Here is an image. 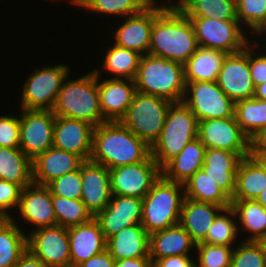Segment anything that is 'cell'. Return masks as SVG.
I'll return each instance as SVG.
<instances>
[{
	"label": "cell",
	"mask_w": 266,
	"mask_h": 267,
	"mask_svg": "<svg viewBox=\"0 0 266 267\" xmlns=\"http://www.w3.org/2000/svg\"><path fill=\"white\" fill-rule=\"evenodd\" d=\"M154 0H94L87 10L102 15L121 18L137 14L147 8Z\"/></svg>",
	"instance_id": "40"
},
{
	"label": "cell",
	"mask_w": 266,
	"mask_h": 267,
	"mask_svg": "<svg viewBox=\"0 0 266 267\" xmlns=\"http://www.w3.org/2000/svg\"><path fill=\"white\" fill-rule=\"evenodd\" d=\"M98 76L100 108L107 121H120L133 100L136 90L135 81ZM107 78V79H106Z\"/></svg>",
	"instance_id": "20"
},
{
	"label": "cell",
	"mask_w": 266,
	"mask_h": 267,
	"mask_svg": "<svg viewBox=\"0 0 266 267\" xmlns=\"http://www.w3.org/2000/svg\"><path fill=\"white\" fill-rule=\"evenodd\" d=\"M251 155L260 163L266 171V152H251Z\"/></svg>",
	"instance_id": "55"
},
{
	"label": "cell",
	"mask_w": 266,
	"mask_h": 267,
	"mask_svg": "<svg viewBox=\"0 0 266 267\" xmlns=\"http://www.w3.org/2000/svg\"><path fill=\"white\" fill-rule=\"evenodd\" d=\"M193 25L199 47L238 53L251 42L238 20H218L204 17H188ZM245 30V31H244Z\"/></svg>",
	"instance_id": "9"
},
{
	"label": "cell",
	"mask_w": 266,
	"mask_h": 267,
	"mask_svg": "<svg viewBox=\"0 0 266 267\" xmlns=\"http://www.w3.org/2000/svg\"><path fill=\"white\" fill-rule=\"evenodd\" d=\"M19 148L31 160L53 146L55 115L52 110H27L19 112Z\"/></svg>",
	"instance_id": "13"
},
{
	"label": "cell",
	"mask_w": 266,
	"mask_h": 267,
	"mask_svg": "<svg viewBox=\"0 0 266 267\" xmlns=\"http://www.w3.org/2000/svg\"><path fill=\"white\" fill-rule=\"evenodd\" d=\"M196 267H230L234 247L197 243Z\"/></svg>",
	"instance_id": "41"
},
{
	"label": "cell",
	"mask_w": 266,
	"mask_h": 267,
	"mask_svg": "<svg viewBox=\"0 0 266 267\" xmlns=\"http://www.w3.org/2000/svg\"><path fill=\"white\" fill-rule=\"evenodd\" d=\"M7 218L0 216V225L6 220Z\"/></svg>",
	"instance_id": "59"
},
{
	"label": "cell",
	"mask_w": 266,
	"mask_h": 267,
	"mask_svg": "<svg viewBox=\"0 0 266 267\" xmlns=\"http://www.w3.org/2000/svg\"><path fill=\"white\" fill-rule=\"evenodd\" d=\"M94 218L99 223L107 240L124 228L141 224L142 199L112 195L106 208L98 212Z\"/></svg>",
	"instance_id": "17"
},
{
	"label": "cell",
	"mask_w": 266,
	"mask_h": 267,
	"mask_svg": "<svg viewBox=\"0 0 266 267\" xmlns=\"http://www.w3.org/2000/svg\"><path fill=\"white\" fill-rule=\"evenodd\" d=\"M114 267H153L151 258H134L115 260Z\"/></svg>",
	"instance_id": "51"
},
{
	"label": "cell",
	"mask_w": 266,
	"mask_h": 267,
	"mask_svg": "<svg viewBox=\"0 0 266 267\" xmlns=\"http://www.w3.org/2000/svg\"><path fill=\"white\" fill-rule=\"evenodd\" d=\"M254 98L266 100V81L255 87Z\"/></svg>",
	"instance_id": "54"
},
{
	"label": "cell",
	"mask_w": 266,
	"mask_h": 267,
	"mask_svg": "<svg viewBox=\"0 0 266 267\" xmlns=\"http://www.w3.org/2000/svg\"><path fill=\"white\" fill-rule=\"evenodd\" d=\"M52 112L55 116L82 120L94 127L108 122L101 112L98 76L94 70L72 80L67 76L58 91Z\"/></svg>",
	"instance_id": "3"
},
{
	"label": "cell",
	"mask_w": 266,
	"mask_h": 267,
	"mask_svg": "<svg viewBox=\"0 0 266 267\" xmlns=\"http://www.w3.org/2000/svg\"><path fill=\"white\" fill-rule=\"evenodd\" d=\"M184 198V185L161 175L142 199L141 225L146 232L151 234L178 224Z\"/></svg>",
	"instance_id": "5"
},
{
	"label": "cell",
	"mask_w": 266,
	"mask_h": 267,
	"mask_svg": "<svg viewBox=\"0 0 266 267\" xmlns=\"http://www.w3.org/2000/svg\"><path fill=\"white\" fill-rule=\"evenodd\" d=\"M205 151V145L198 138L192 140L161 169L162 176L168 181L184 185L202 168Z\"/></svg>",
	"instance_id": "27"
},
{
	"label": "cell",
	"mask_w": 266,
	"mask_h": 267,
	"mask_svg": "<svg viewBox=\"0 0 266 267\" xmlns=\"http://www.w3.org/2000/svg\"><path fill=\"white\" fill-rule=\"evenodd\" d=\"M59 267H74V266H72V265H69V266H59Z\"/></svg>",
	"instance_id": "60"
},
{
	"label": "cell",
	"mask_w": 266,
	"mask_h": 267,
	"mask_svg": "<svg viewBox=\"0 0 266 267\" xmlns=\"http://www.w3.org/2000/svg\"><path fill=\"white\" fill-rule=\"evenodd\" d=\"M112 195L143 199L161 177V168L150 155L145 161L110 169Z\"/></svg>",
	"instance_id": "11"
},
{
	"label": "cell",
	"mask_w": 266,
	"mask_h": 267,
	"mask_svg": "<svg viewBox=\"0 0 266 267\" xmlns=\"http://www.w3.org/2000/svg\"><path fill=\"white\" fill-rule=\"evenodd\" d=\"M257 242L260 245L264 256L266 257V236L258 239Z\"/></svg>",
	"instance_id": "58"
},
{
	"label": "cell",
	"mask_w": 266,
	"mask_h": 267,
	"mask_svg": "<svg viewBox=\"0 0 266 267\" xmlns=\"http://www.w3.org/2000/svg\"><path fill=\"white\" fill-rule=\"evenodd\" d=\"M52 201L57 225L69 228L94 218L81 200L52 196Z\"/></svg>",
	"instance_id": "39"
},
{
	"label": "cell",
	"mask_w": 266,
	"mask_h": 267,
	"mask_svg": "<svg viewBox=\"0 0 266 267\" xmlns=\"http://www.w3.org/2000/svg\"><path fill=\"white\" fill-rule=\"evenodd\" d=\"M14 267H47V266L27 249V251L21 256L18 263Z\"/></svg>",
	"instance_id": "52"
},
{
	"label": "cell",
	"mask_w": 266,
	"mask_h": 267,
	"mask_svg": "<svg viewBox=\"0 0 266 267\" xmlns=\"http://www.w3.org/2000/svg\"><path fill=\"white\" fill-rule=\"evenodd\" d=\"M27 251V235L15 218L0 225V267H14Z\"/></svg>",
	"instance_id": "33"
},
{
	"label": "cell",
	"mask_w": 266,
	"mask_h": 267,
	"mask_svg": "<svg viewBox=\"0 0 266 267\" xmlns=\"http://www.w3.org/2000/svg\"><path fill=\"white\" fill-rule=\"evenodd\" d=\"M234 115L240 129L252 141L266 127V100L253 97L237 101Z\"/></svg>",
	"instance_id": "35"
},
{
	"label": "cell",
	"mask_w": 266,
	"mask_h": 267,
	"mask_svg": "<svg viewBox=\"0 0 266 267\" xmlns=\"http://www.w3.org/2000/svg\"><path fill=\"white\" fill-rule=\"evenodd\" d=\"M71 4H73L72 6L75 7H82L84 9H87L89 7V5L94 1V0H69Z\"/></svg>",
	"instance_id": "56"
},
{
	"label": "cell",
	"mask_w": 266,
	"mask_h": 267,
	"mask_svg": "<svg viewBox=\"0 0 266 267\" xmlns=\"http://www.w3.org/2000/svg\"><path fill=\"white\" fill-rule=\"evenodd\" d=\"M106 50L105 57L101 61V69L96 68L94 72L103 74L101 71L103 68L110 77L112 76L111 78L135 80L142 55L128 48L119 47L115 43Z\"/></svg>",
	"instance_id": "32"
},
{
	"label": "cell",
	"mask_w": 266,
	"mask_h": 267,
	"mask_svg": "<svg viewBox=\"0 0 266 267\" xmlns=\"http://www.w3.org/2000/svg\"><path fill=\"white\" fill-rule=\"evenodd\" d=\"M84 162L80 156L52 146L32 160L33 183L47 186L53 180L80 169Z\"/></svg>",
	"instance_id": "22"
},
{
	"label": "cell",
	"mask_w": 266,
	"mask_h": 267,
	"mask_svg": "<svg viewBox=\"0 0 266 267\" xmlns=\"http://www.w3.org/2000/svg\"><path fill=\"white\" fill-rule=\"evenodd\" d=\"M231 199L235 191L237 169H202Z\"/></svg>",
	"instance_id": "48"
},
{
	"label": "cell",
	"mask_w": 266,
	"mask_h": 267,
	"mask_svg": "<svg viewBox=\"0 0 266 267\" xmlns=\"http://www.w3.org/2000/svg\"><path fill=\"white\" fill-rule=\"evenodd\" d=\"M0 179L25 188L33 183L32 160L20 148L0 147Z\"/></svg>",
	"instance_id": "30"
},
{
	"label": "cell",
	"mask_w": 266,
	"mask_h": 267,
	"mask_svg": "<svg viewBox=\"0 0 266 267\" xmlns=\"http://www.w3.org/2000/svg\"><path fill=\"white\" fill-rule=\"evenodd\" d=\"M251 153H235L223 149L206 148L201 169H238L241 160Z\"/></svg>",
	"instance_id": "44"
},
{
	"label": "cell",
	"mask_w": 266,
	"mask_h": 267,
	"mask_svg": "<svg viewBox=\"0 0 266 267\" xmlns=\"http://www.w3.org/2000/svg\"><path fill=\"white\" fill-rule=\"evenodd\" d=\"M237 221L236 214L231 207L223 209L214 219L206 238L202 242L235 247L233 245H235L239 234Z\"/></svg>",
	"instance_id": "37"
},
{
	"label": "cell",
	"mask_w": 266,
	"mask_h": 267,
	"mask_svg": "<svg viewBox=\"0 0 266 267\" xmlns=\"http://www.w3.org/2000/svg\"><path fill=\"white\" fill-rule=\"evenodd\" d=\"M226 55L222 51L199 47L184 64L185 83L217 81Z\"/></svg>",
	"instance_id": "29"
},
{
	"label": "cell",
	"mask_w": 266,
	"mask_h": 267,
	"mask_svg": "<svg viewBox=\"0 0 266 267\" xmlns=\"http://www.w3.org/2000/svg\"><path fill=\"white\" fill-rule=\"evenodd\" d=\"M151 155V147L119 121L94 127L90 161L107 169L140 163Z\"/></svg>",
	"instance_id": "2"
},
{
	"label": "cell",
	"mask_w": 266,
	"mask_h": 267,
	"mask_svg": "<svg viewBox=\"0 0 266 267\" xmlns=\"http://www.w3.org/2000/svg\"><path fill=\"white\" fill-rule=\"evenodd\" d=\"M216 82L234 103L254 97L255 87L249 68V44L244 50L225 56Z\"/></svg>",
	"instance_id": "16"
},
{
	"label": "cell",
	"mask_w": 266,
	"mask_h": 267,
	"mask_svg": "<svg viewBox=\"0 0 266 267\" xmlns=\"http://www.w3.org/2000/svg\"><path fill=\"white\" fill-rule=\"evenodd\" d=\"M71 265L76 267L106 249V239L95 218L68 228Z\"/></svg>",
	"instance_id": "23"
},
{
	"label": "cell",
	"mask_w": 266,
	"mask_h": 267,
	"mask_svg": "<svg viewBox=\"0 0 266 267\" xmlns=\"http://www.w3.org/2000/svg\"><path fill=\"white\" fill-rule=\"evenodd\" d=\"M237 20L252 34L266 36V0H235ZM243 22V23H242ZM254 31V32H253ZM265 34V35H264Z\"/></svg>",
	"instance_id": "38"
},
{
	"label": "cell",
	"mask_w": 266,
	"mask_h": 267,
	"mask_svg": "<svg viewBox=\"0 0 266 267\" xmlns=\"http://www.w3.org/2000/svg\"><path fill=\"white\" fill-rule=\"evenodd\" d=\"M186 17L237 20L235 0H173Z\"/></svg>",
	"instance_id": "34"
},
{
	"label": "cell",
	"mask_w": 266,
	"mask_h": 267,
	"mask_svg": "<svg viewBox=\"0 0 266 267\" xmlns=\"http://www.w3.org/2000/svg\"><path fill=\"white\" fill-rule=\"evenodd\" d=\"M20 125L17 116H0V147L19 148Z\"/></svg>",
	"instance_id": "46"
},
{
	"label": "cell",
	"mask_w": 266,
	"mask_h": 267,
	"mask_svg": "<svg viewBox=\"0 0 266 267\" xmlns=\"http://www.w3.org/2000/svg\"><path fill=\"white\" fill-rule=\"evenodd\" d=\"M139 93L158 96L170 102L183 101L186 92L184 65L149 54L140 59L135 78Z\"/></svg>",
	"instance_id": "4"
},
{
	"label": "cell",
	"mask_w": 266,
	"mask_h": 267,
	"mask_svg": "<svg viewBox=\"0 0 266 267\" xmlns=\"http://www.w3.org/2000/svg\"><path fill=\"white\" fill-rule=\"evenodd\" d=\"M231 208L239 220L238 232L249 233L245 241H257L266 236V209L257 200H231Z\"/></svg>",
	"instance_id": "31"
},
{
	"label": "cell",
	"mask_w": 266,
	"mask_h": 267,
	"mask_svg": "<svg viewBox=\"0 0 266 267\" xmlns=\"http://www.w3.org/2000/svg\"><path fill=\"white\" fill-rule=\"evenodd\" d=\"M251 152H266V127L251 141Z\"/></svg>",
	"instance_id": "53"
},
{
	"label": "cell",
	"mask_w": 266,
	"mask_h": 267,
	"mask_svg": "<svg viewBox=\"0 0 266 267\" xmlns=\"http://www.w3.org/2000/svg\"><path fill=\"white\" fill-rule=\"evenodd\" d=\"M162 2L161 4L154 0L143 11L120 20L122 23L118 24L120 26L117 25L114 33L112 32L113 43L136 51L142 56L148 54L154 19L170 3L166 0Z\"/></svg>",
	"instance_id": "12"
},
{
	"label": "cell",
	"mask_w": 266,
	"mask_h": 267,
	"mask_svg": "<svg viewBox=\"0 0 266 267\" xmlns=\"http://www.w3.org/2000/svg\"><path fill=\"white\" fill-rule=\"evenodd\" d=\"M198 121L183 102H172L159 138L151 146V156L162 169L183 148L197 138Z\"/></svg>",
	"instance_id": "6"
},
{
	"label": "cell",
	"mask_w": 266,
	"mask_h": 267,
	"mask_svg": "<svg viewBox=\"0 0 266 267\" xmlns=\"http://www.w3.org/2000/svg\"><path fill=\"white\" fill-rule=\"evenodd\" d=\"M22 187L14 182L0 179V216L12 218L9 212L18 208ZM12 208V209H11Z\"/></svg>",
	"instance_id": "45"
},
{
	"label": "cell",
	"mask_w": 266,
	"mask_h": 267,
	"mask_svg": "<svg viewBox=\"0 0 266 267\" xmlns=\"http://www.w3.org/2000/svg\"><path fill=\"white\" fill-rule=\"evenodd\" d=\"M193 247H196V243L178 223L150 234L149 257L157 261L169 256L191 255Z\"/></svg>",
	"instance_id": "26"
},
{
	"label": "cell",
	"mask_w": 266,
	"mask_h": 267,
	"mask_svg": "<svg viewBox=\"0 0 266 267\" xmlns=\"http://www.w3.org/2000/svg\"><path fill=\"white\" fill-rule=\"evenodd\" d=\"M183 102L197 121L234 116L235 103L216 81H196L186 84Z\"/></svg>",
	"instance_id": "10"
},
{
	"label": "cell",
	"mask_w": 266,
	"mask_h": 267,
	"mask_svg": "<svg viewBox=\"0 0 266 267\" xmlns=\"http://www.w3.org/2000/svg\"><path fill=\"white\" fill-rule=\"evenodd\" d=\"M70 72L69 66L62 63L35 68L22 87L21 109L52 110L58 91Z\"/></svg>",
	"instance_id": "8"
},
{
	"label": "cell",
	"mask_w": 266,
	"mask_h": 267,
	"mask_svg": "<svg viewBox=\"0 0 266 267\" xmlns=\"http://www.w3.org/2000/svg\"><path fill=\"white\" fill-rule=\"evenodd\" d=\"M266 188V171L252 156L241 160L231 200H256Z\"/></svg>",
	"instance_id": "28"
},
{
	"label": "cell",
	"mask_w": 266,
	"mask_h": 267,
	"mask_svg": "<svg viewBox=\"0 0 266 267\" xmlns=\"http://www.w3.org/2000/svg\"><path fill=\"white\" fill-rule=\"evenodd\" d=\"M171 103L158 96L136 92L119 122L151 147L162 132Z\"/></svg>",
	"instance_id": "7"
},
{
	"label": "cell",
	"mask_w": 266,
	"mask_h": 267,
	"mask_svg": "<svg viewBox=\"0 0 266 267\" xmlns=\"http://www.w3.org/2000/svg\"><path fill=\"white\" fill-rule=\"evenodd\" d=\"M94 126L77 119L55 117L53 146L89 161L92 153Z\"/></svg>",
	"instance_id": "19"
},
{
	"label": "cell",
	"mask_w": 266,
	"mask_h": 267,
	"mask_svg": "<svg viewBox=\"0 0 266 267\" xmlns=\"http://www.w3.org/2000/svg\"><path fill=\"white\" fill-rule=\"evenodd\" d=\"M185 198L199 202H209L224 209L231 207V199L207 176L202 169H199L185 184Z\"/></svg>",
	"instance_id": "36"
},
{
	"label": "cell",
	"mask_w": 266,
	"mask_h": 267,
	"mask_svg": "<svg viewBox=\"0 0 266 267\" xmlns=\"http://www.w3.org/2000/svg\"><path fill=\"white\" fill-rule=\"evenodd\" d=\"M223 209L222 206L213 203L184 198L179 224L196 244L200 243L206 238L214 219Z\"/></svg>",
	"instance_id": "24"
},
{
	"label": "cell",
	"mask_w": 266,
	"mask_h": 267,
	"mask_svg": "<svg viewBox=\"0 0 266 267\" xmlns=\"http://www.w3.org/2000/svg\"><path fill=\"white\" fill-rule=\"evenodd\" d=\"M153 267H196L190 255L169 256L153 261Z\"/></svg>",
	"instance_id": "49"
},
{
	"label": "cell",
	"mask_w": 266,
	"mask_h": 267,
	"mask_svg": "<svg viewBox=\"0 0 266 267\" xmlns=\"http://www.w3.org/2000/svg\"><path fill=\"white\" fill-rule=\"evenodd\" d=\"M256 200L266 209V188Z\"/></svg>",
	"instance_id": "57"
},
{
	"label": "cell",
	"mask_w": 266,
	"mask_h": 267,
	"mask_svg": "<svg viewBox=\"0 0 266 267\" xmlns=\"http://www.w3.org/2000/svg\"><path fill=\"white\" fill-rule=\"evenodd\" d=\"M52 194L47 186L32 183L22 189L18 211L20 217L33 225L32 231L57 225L53 209ZM36 227V228H35Z\"/></svg>",
	"instance_id": "18"
},
{
	"label": "cell",
	"mask_w": 266,
	"mask_h": 267,
	"mask_svg": "<svg viewBox=\"0 0 266 267\" xmlns=\"http://www.w3.org/2000/svg\"><path fill=\"white\" fill-rule=\"evenodd\" d=\"M27 233V249L47 267L71 265L68 228L55 225Z\"/></svg>",
	"instance_id": "14"
},
{
	"label": "cell",
	"mask_w": 266,
	"mask_h": 267,
	"mask_svg": "<svg viewBox=\"0 0 266 267\" xmlns=\"http://www.w3.org/2000/svg\"><path fill=\"white\" fill-rule=\"evenodd\" d=\"M198 48L190 19L170 2L154 19L148 54L184 65Z\"/></svg>",
	"instance_id": "1"
},
{
	"label": "cell",
	"mask_w": 266,
	"mask_h": 267,
	"mask_svg": "<svg viewBox=\"0 0 266 267\" xmlns=\"http://www.w3.org/2000/svg\"><path fill=\"white\" fill-rule=\"evenodd\" d=\"M197 138L206 148L251 153V140L240 129L235 115L199 121Z\"/></svg>",
	"instance_id": "15"
},
{
	"label": "cell",
	"mask_w": 266,
	"mask_h": 267,
	"mask_svg": "<svg viewBox=\"0 0 266 267\" xmlns=\"http://www.w3.org/2000/svg\"><path fill=\"white\" fill-rule=\"evenodd\" d=\"M150 234L141 224L124 228L106 241V249L114 260L150 258Z\"/></svg>",
	"instance_id": "25"
},
{
	"label": "cell",
	"mask_w": 266,
	"mask_h": 267,
	"mask_svg": "<svg viewBox=\"0 0 266 267\" xmlns=\"http://www.w3.org/2000/svg\"><path fill=\"white\" fill-rule=\"evenodd\" d=\"M82 178L81 201L95 216L104 210L112 197L110 171L104 165L85 161L80 167Z\"/></svg>",
	"instance_id": "21"
},
{
	"label": "cell",
	"mask_w": 266,
	"mask_h": 267,
	"mask_svg": "<svg viewBox=\"0 0 266 267\" xmlns=\"http://www.w3.org/2000/svg\"><path fill=\"white\" fill-rule=\"evenodd\" d=\"M260 44L262 43L255 40H251L249 43V68L254 87L266 81V52L261 48H259L260 53L259 51L255 52V48L258 50V47H261Z\"/></svg>",
	"instance_id": "47"
},
{
	"label": "cell",
	"mask_w": 266,
	"mask_h": 267,
	"mask_svg": "<svg viewBox=\"0 0 266 267\" xmlns=\"http://www.w3.org/2000/svg\"><path fill=\"white\" fill-rule=\"evenodd\" d=\"M115 260L110 255L107 249L103 250L96 256H92L87 261H84L76 267H114Z\"/></svg>",
	"instance_id": "50"
},
{
	"label": "cell",
	"mask_w": 266,
	"mask_h": 267,
	"mask_svg": "<svg viewBox=\"0 0 266 267\" xmlns=\"http://www.w3.org/2000/svg\"><path fill=\"white\" fill-rule=\"evenodd\" d=\"M47 187L52 196L81 200L83 186L80 169L53 180Z\"/></svg>",
	"instance_id": "43"
},
{
	"label": "cell",
	"mask_w": 266,
	"mask_h": 267,
	"mask_svg": "<svg viewBox=\"0 0 266 267\" xmlns=\"http://www.w3.org/2000/svg\"><path fill=\"white\" fill-rule=\"evenodd\" d=\"M230 267H266V257L257 241H241L233 249Z\"/></svg>",
	"instance_id": "42"
}]
</instances>
